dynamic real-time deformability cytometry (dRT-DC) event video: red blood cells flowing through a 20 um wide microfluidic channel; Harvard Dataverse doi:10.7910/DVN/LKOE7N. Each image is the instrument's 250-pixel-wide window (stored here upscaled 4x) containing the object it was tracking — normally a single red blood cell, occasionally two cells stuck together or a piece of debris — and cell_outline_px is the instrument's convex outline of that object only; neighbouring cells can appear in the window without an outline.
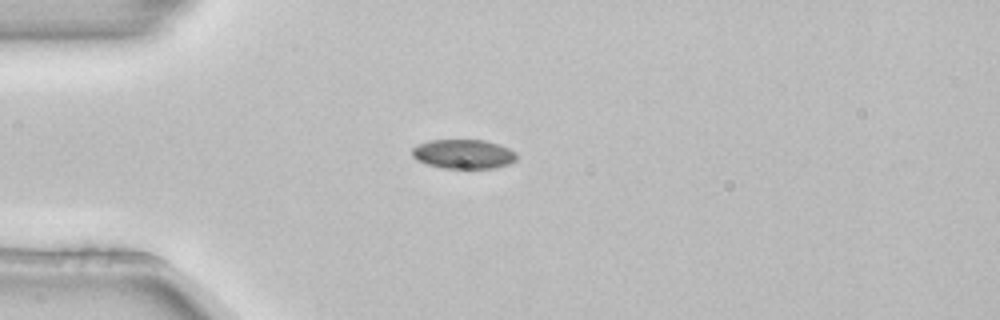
{"species": "common noctule bat (a hibernating species)", "species_latin": "Nyctalus noctula", "temperature_condition": "room temperature", "stored_images_in_passage": 4, "camera_frame_rate_fps": 3000, "um_per_image_px": 0.085, "animal": {"sex": "female", "body_mass_g": 22.7, "forearm_length_mm": 54.2}, "frame": {"image": 1, "passage_image": 3, "time_ms": 0.667, "image_size_px": [1000, 320], "cell_outline_px": [[516, 160], [508, 164], [492, 168], [444, 168], [428, 164], [416, 160], [412, 156], [412, 148], [416, 144], [428, 140], [484, 140], [500, 144], [516, 152]], "centroid_in_image_um": [39.37, 13.08], "position_along_channel_um": 45.6, "area_um2": 17.92}}
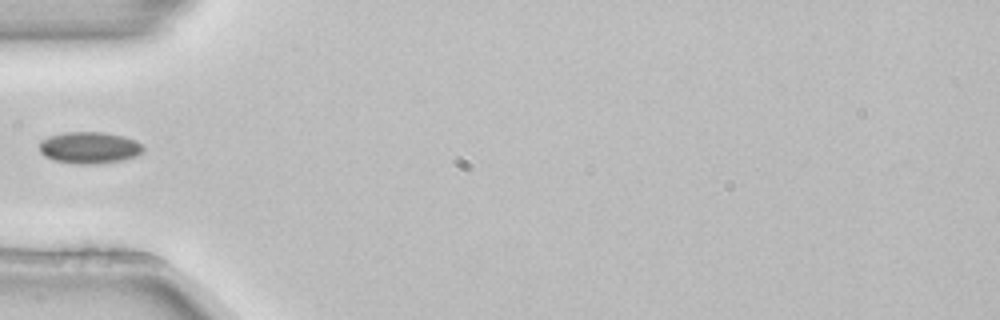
{"frame": {"image": 2, "passage_image": 4, "time_ms": 1.0, "image_size_px": [1000, 320], "cell_outline_px": [[144, 152], [136, 156], [120, 160], [96, 164], [76, 164], [52, 160], [44, 156], [40, 152], [40, 140], [48, 136], [64, 132], [104, 132], [124, 136], [136, 140], [144, 148]], "centroid_in_image_um": [7.58, 12.55], "position_along_channel_um": 77.4, "area_um2": 19.36}}